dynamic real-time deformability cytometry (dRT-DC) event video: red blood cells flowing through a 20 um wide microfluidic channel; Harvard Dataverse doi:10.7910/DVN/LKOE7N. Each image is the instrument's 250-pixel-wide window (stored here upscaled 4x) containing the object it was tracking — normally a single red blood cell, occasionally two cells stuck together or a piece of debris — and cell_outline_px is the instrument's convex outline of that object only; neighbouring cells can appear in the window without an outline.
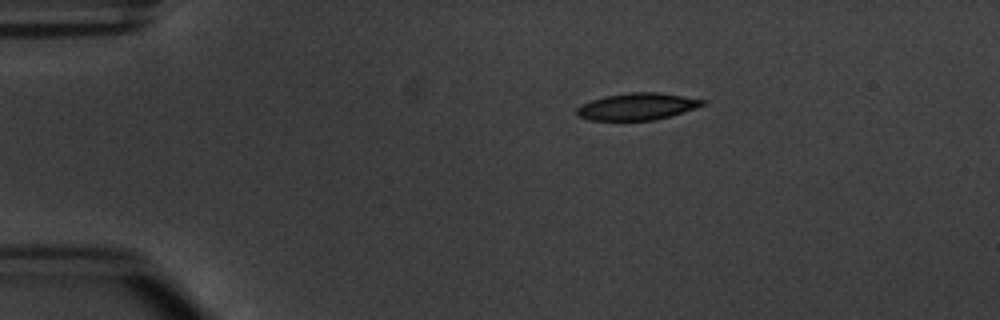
{"species": "common noctule bat (a hibernating species)", "species_latin": "Nyctalus noctula", "temperature_condition": "warm", "stored_images_in_passage": 5, "camera_frame_rate_fps": 3000, "um_per_image_px": 0.085, "animal": {"sex": "male", "body_mass_g": 20.1, "forearm_length_mm": 53.5}, "frame": {"image": 1, "passage_image": 1, "time_ms": 0.0, "image_size_px": [1000, 320], "cell_outline_px": [[708, 100], [704, 104], [696, 108], [672, 116], [652, 120], [588, 120], [576, 116], [576, 108], [580, 104], [604, 96], [628, 92], [656, 92], [684, 96]], "centroid_in_image_um": [54.14, 9.05], "position_along_channel_um": 30.9, "area_um2": 19.94}}
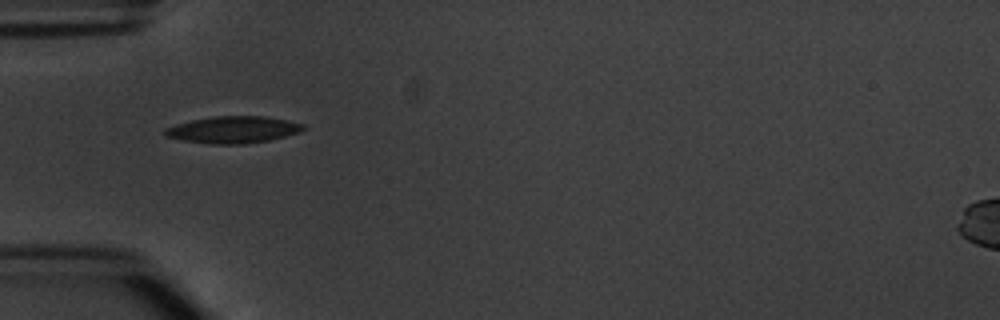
{"frame": {"image": 2, "passage_image": 3, "time_ms": 2.333, "image_size_px": [1000, 320], "cell_outline_px": [[304, 128], [300, 132], [268, 140], [244, 144], [212, 144], [184, 140], [164, 136], [164, 128], [176, 124], [192, 120], [216, 116], [268, 116], [288, 120], [304, 124]], "centroid_in_image_um": [19.82, 11.02], "position_along_channel_um": 65.2, "area_um2": 21.56}}
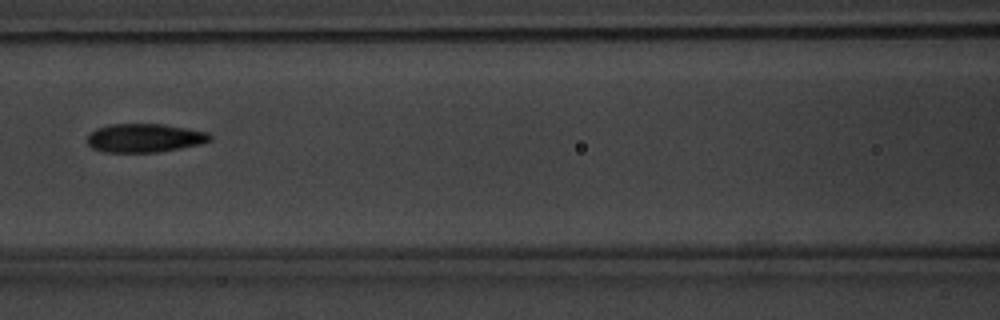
{"frame": {"image": 3, "passage_image": 5, "time_ms": 4.667, "image_size_px": [1000, 320], "cell_outline_px": [[212, 140], [204, 144], [156, 152], [104, 152], [92, 148], [88, 144], [88, 132], [96, 128], [108, 124], [164, 124], [208, 132], [212, 136]], "centroid_in_image_um": [12.3, 11.72], "position_along_channel_um": 154.3, "area_um2": 20.69}}